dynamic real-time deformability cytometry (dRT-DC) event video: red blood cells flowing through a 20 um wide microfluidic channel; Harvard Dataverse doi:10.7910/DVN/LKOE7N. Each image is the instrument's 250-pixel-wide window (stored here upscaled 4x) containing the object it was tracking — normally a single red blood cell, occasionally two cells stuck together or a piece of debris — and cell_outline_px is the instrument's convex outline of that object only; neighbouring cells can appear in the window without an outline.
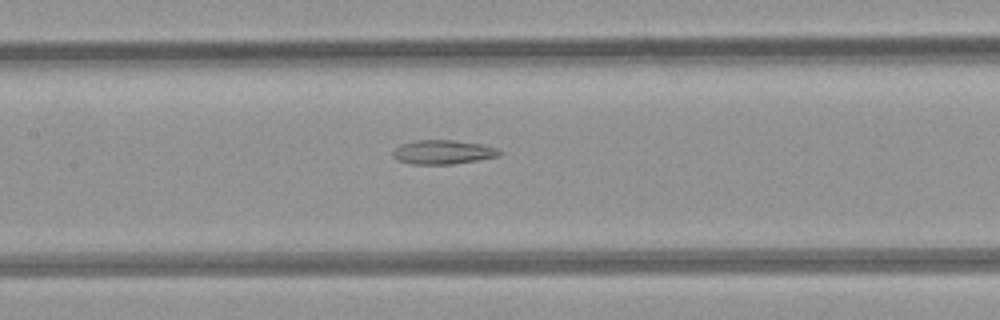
{"species": "common noctule bat (a hibernating species)", "species_latin": "Nyctalus noctula", "temperature_condition": "room temperature", "stored_images_in_passage": 9, "camera_frame_rate_fps": 3000, "um_per_image_px": 0.085, "animal": {"sex": "female", "body_mass_g": 21.9}, "frame": {"image": 1, "passage_image": 9, "time_ms": 9.333, "image_size_px": [1000, 320], "cell_outline_px": [[504, 152], [500, 156], [452, 164], [412, 164], [396, 160], [392, 156], [392, 152], [400, 144], [416, 140], [452, 140], [480, 144], [496, 148]], "centroid_in_image_um": [37.63, 12.93], "position_along_channel_um": 169.8, "area_um2": 14.97}}